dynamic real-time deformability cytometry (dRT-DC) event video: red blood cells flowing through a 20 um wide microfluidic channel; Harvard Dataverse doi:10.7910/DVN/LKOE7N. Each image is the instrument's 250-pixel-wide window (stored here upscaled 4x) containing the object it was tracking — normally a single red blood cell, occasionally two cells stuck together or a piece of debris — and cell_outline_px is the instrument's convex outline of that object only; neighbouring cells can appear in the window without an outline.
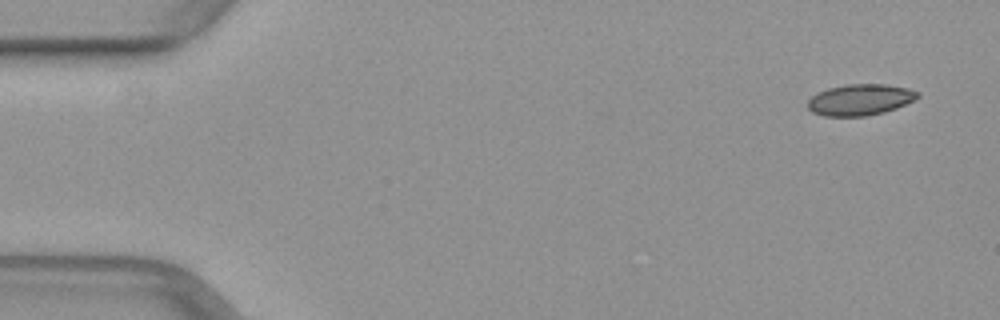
{"species": "common noctule bat (a hibernating species)", "species_latin": "Nyctalus noctula", "temperature_condition": "warm", "stored_images_in_passage": 48, "camera_frame_rate_fps": 3000, "um_per_image_px": 0.085, "animal": {"sex": "female", "body_mass_g": 29.2, "forearm_length_mm": 56.3}, "frame": {"image": 1, "passage_image": 1, "time_ms": 0.0, "image_size_px": [1000, 320], "cell_outline_px": [[920, 96], [896, 108], [884, 112], [864, 116], [824, 116], [812, 112], [808, 108], [808, 100], [812, 96], [828, 88], [848, 84], [884, 84], [908, 88], [920, 92]], "centroid_in_image_um": [73.11, 8.47], "position_along_channel_um": 11.9, "area_um2": 19.83}}
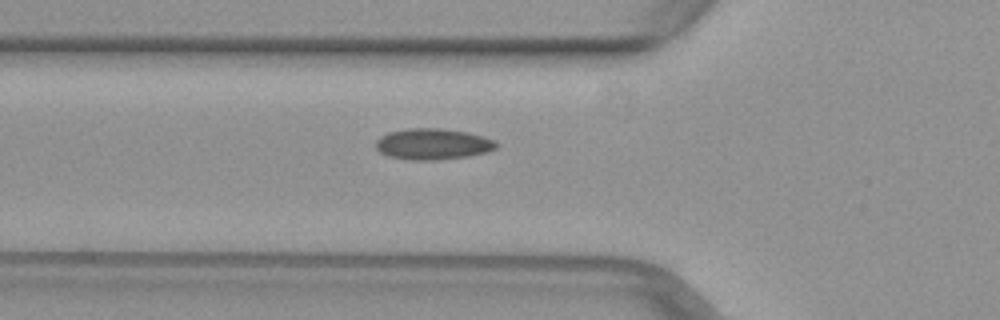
{"frame": {"image": 2, "passage_image": 16, "time_ms": 5.0, "image_size_px": [1000, 320], "cell_outline_px": [[500, 144], [496, 148], [488, 152], [468, 156], [436, 160], [412, 160], [388, 156], [380, 152], [376, 148], [376, 140], [380, 136], [388, 132], [408, 128], [444, 128], [468, 132], [484, 136], [496, 140]], "centroid_in_image_um": [36.83, 12.23], "position_along_channel_um": 89.0, "area_um2": 22.14}}
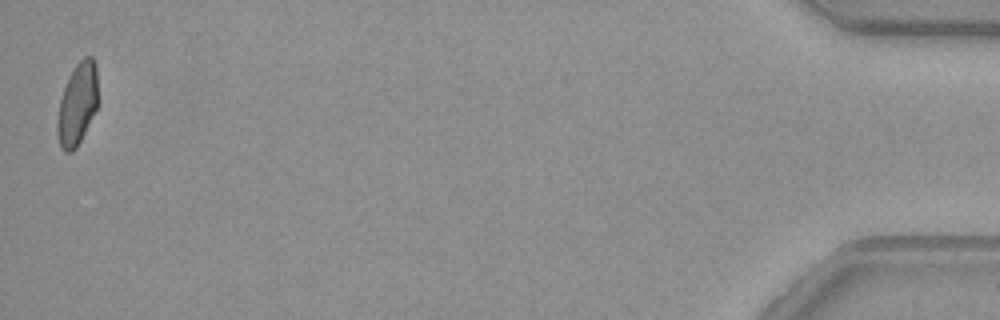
{"frame": {"image": 3, "passage_image": 48, "time_ms": 15.667, "image_size_px": [1000, 320], "cell_outline_px": [[96, 108], [76, 148], [72, 152], [64, 152], [60, 148], [56, 132], [56, 120], [60, 100], [64, 88], [76, 64], [84, 56], [92, 56], [96, 64]], "centroid_in_image_um": [6.53, 8.88], "position_along_channel_um": 428.7, "area_um2": 19.07}}